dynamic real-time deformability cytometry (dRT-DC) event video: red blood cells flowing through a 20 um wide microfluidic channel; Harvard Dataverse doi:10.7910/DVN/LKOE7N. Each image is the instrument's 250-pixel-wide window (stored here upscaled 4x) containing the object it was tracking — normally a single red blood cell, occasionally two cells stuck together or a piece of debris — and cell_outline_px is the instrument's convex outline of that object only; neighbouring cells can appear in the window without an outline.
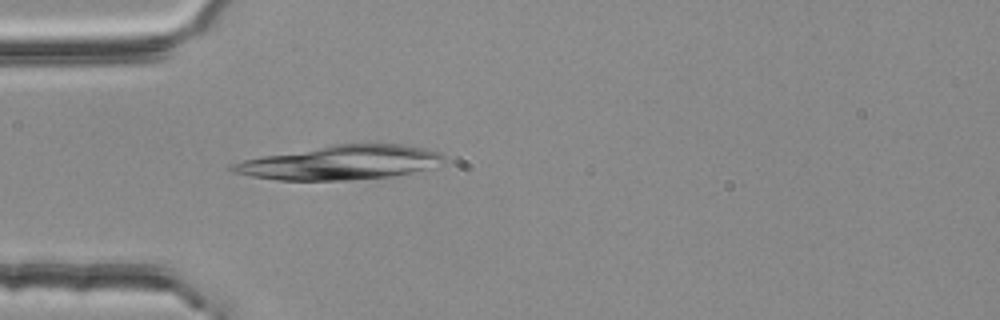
{"species": "common noctule bat (a hibernating species)", "species_latin": "Nyctalus noctula", "temperature_condition": "room temperature", "stored_images_in_passage": 30, "camera_frame_rate_fps": 3000, "um_per_image_px": 0.085, "animal": {"sex": "female", "body_mass_g": 25.1}, "frame": {"image": 1, "passage_image": 1, "time_ms": 0.0, "image_size_px": [1000, 320], "cell_outline_px": [[444, 164], [412, 172], [392, 176], [352, 180], [280, 180], [252, 176], [232, 172], [228, 168], [232, 164], [244, 160], [260, 156], [336, 144], [404, 144], [424, 148], [440, 152], [444, 156]], "centroid_in_image_um": [28.97, 13.82], "position_along_channel_um": 56.0, "area_um2": 42.02}}
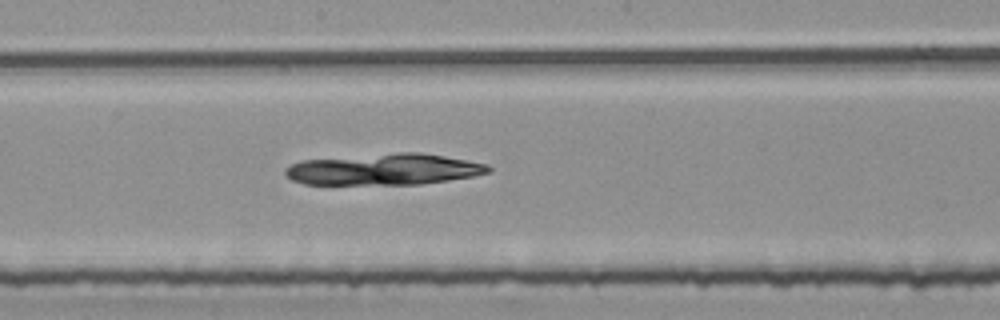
{"frame": {"image": 2, "passage_image": 14, "time_ms": 4.333, "image_size_px": [1000, 320], "cell_outline_px": [[492, 172], [472, 176], [448, 180], [420, 184], [304, 184], [292, 180], [284, 176], [284, 168], [300, 160], [396, 152], [420, 152], [488, 164], [492, 168]], "centroid_in_image_um": [32.61, 14.39], "position_along_channel_um": 215.6, "area_um2": 37.17}}
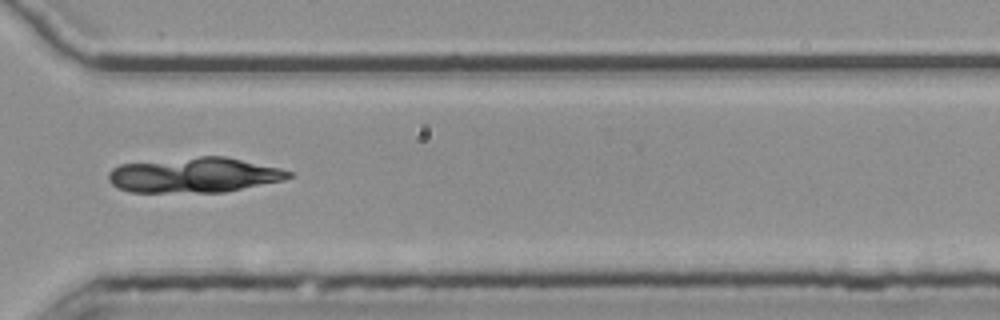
{"frame": {"image": 3, "passage_image": 25, "time_ms": 8.0, "image_size_px": [1000, 320], "cell_outline_px": [[292, 176], [284, 180], [224, 192], [128, 192], [116, 188], [108, 180], [108, 172], [112, 168], [120, 164], [200, 156], [224, 156], [280, 168], [292, 172]], "centroid_in_image_um": [16.47, 14.88], "position_along_channel_um": 354.1, "area_um2": 36.88}}